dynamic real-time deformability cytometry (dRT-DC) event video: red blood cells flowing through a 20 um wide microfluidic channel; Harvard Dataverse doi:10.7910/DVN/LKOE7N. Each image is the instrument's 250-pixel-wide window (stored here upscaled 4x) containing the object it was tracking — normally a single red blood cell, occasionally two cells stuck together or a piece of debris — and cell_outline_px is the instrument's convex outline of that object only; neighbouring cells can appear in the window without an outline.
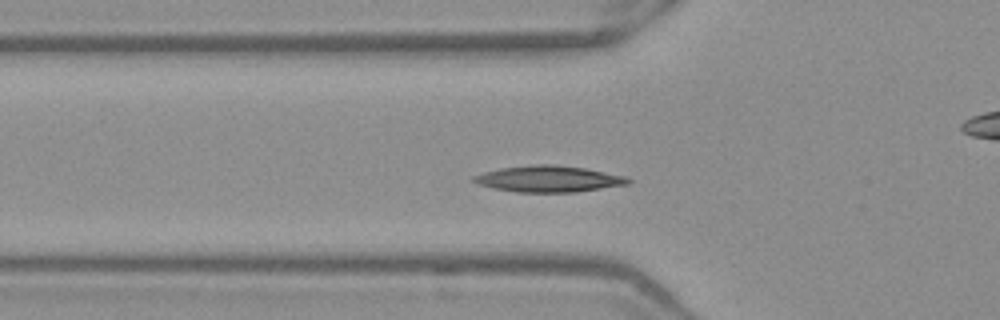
{"species": "Egyptian fruit bat (a non-hibernating species)", "species_latin": "Rousettus aegyptiacus", "temperature_condition": "warm", "stored_images_in_passage": 48, "camera_frame_rate_fps": 3000, "um_per_image_px": 0.085, "frame": {"image": 1, "passage_image": 13, "time_ms": 4.0, "image_size_px": [1000, 320], "cell_outline_px": [[632, 180], [628, 184], [576, 192], [516, 192], [496, 188], [480, 184], [472, 180], [472, 176], [484, 172], [500, 168], [532, 164], [556, 164], [584, 168], [624, 176]], "centroid_in_image_um": [46.63, 15.2], "position_along_channel_um": 79.2, "area_um2": 23.47}}
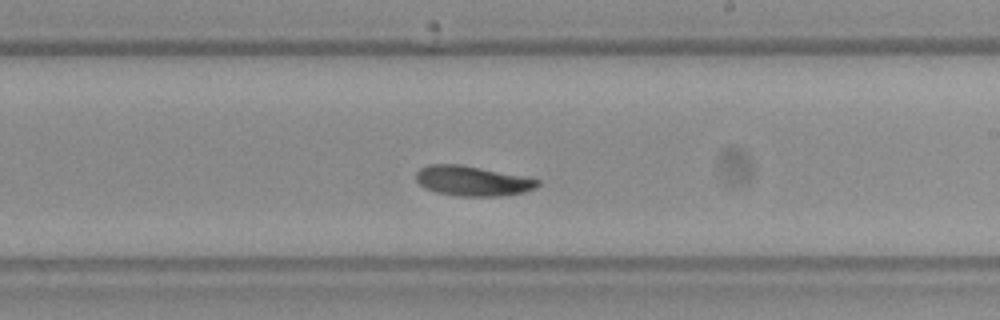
{"frame": {"image": 2, "passage_image": 26, "time_ms": 8.333, "image_size_px": [1000, 320], "cell_outline_px": [[540, 184], [536, 188], [524, 192], [500, 196], [456, 196], [436, 192], [424, 188], [416, 180], [416, 172], [420, 168], [428, 164], [460, 164], [524, 176], [540, 180]], "centroid_in_image_um": [40.15, 15.38], "position_along_channel_um": 248.9, "area_um2": 21.33}}
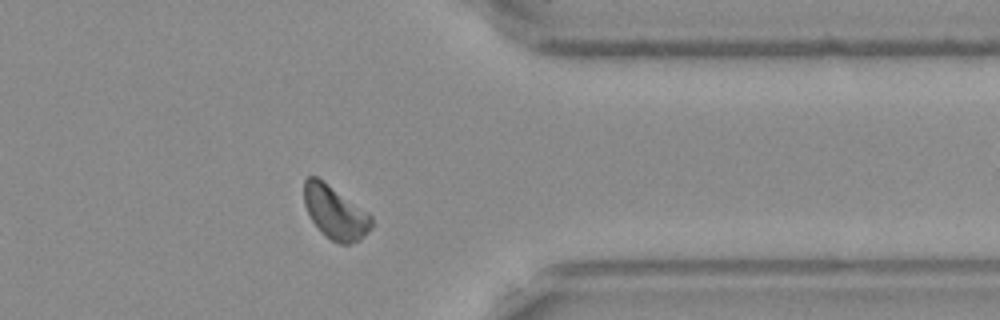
{"frame": {"image": 3, "passage_image": 37, "time_ms": 12.0, "image_size_px": [1000, 320], "cell_outline_px": [[372, 228], [360, 240], [348, 244], [340, 244], [332, 240], [312, 220], [304, 204], [304, 180], [308, 176], [316, 176], [368, 212], [372, 216]], "centroid_in_image_um": [28.51, 18.05], "position_along_channel_um": 382.9, "area_um2": 20.46}}